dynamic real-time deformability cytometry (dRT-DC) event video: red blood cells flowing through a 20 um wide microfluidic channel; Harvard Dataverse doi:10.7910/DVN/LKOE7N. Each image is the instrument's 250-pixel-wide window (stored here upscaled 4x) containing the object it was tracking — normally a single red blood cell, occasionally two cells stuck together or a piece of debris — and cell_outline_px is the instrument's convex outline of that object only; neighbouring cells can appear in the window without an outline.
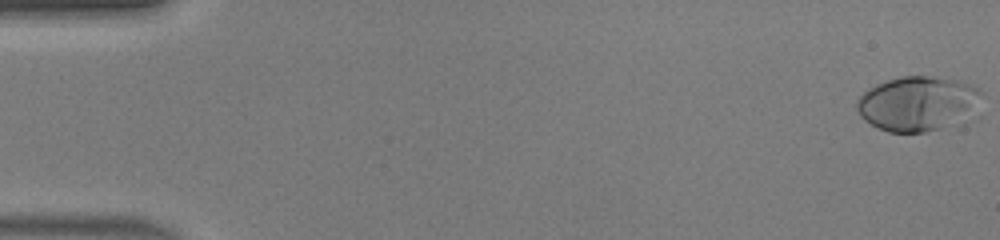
{"species": "human", "species_latin": "Homo sapiens", "temperature_condition": "warm", "stored_images_in_passage": 50, "camera_frame_rate_fps": 3000, "um_per_image_px": 0.085, "donor": {"sex": "male"}, "frame": {"image": 1, "passage_image": 1, "time_ms": 0.0, "image_size_px": [1000, 240], "cell_outline_px": [[980, 116], [976, 120], [956, 128], [924, 132], [888, 132], [864, 120], [860, 116], [856, 108], [856, 104], [860, 96], [864, 92], [876, 84], [900, 76], [928, 76], [960, 80], [972, 84], [980, 92]], "centroid_in_image_um": [78.19, 8.86], "position_along_channel_um": 6.8, "area_um2": 41.5}}
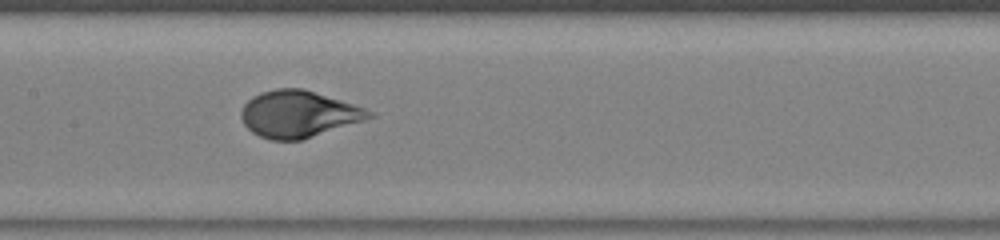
{"frame": {"image": 2, "passage_image": 25, "time_ms": 8.0, "image_size_px": [1000, 240], "cell_outline_px": [[376, 116], [364, 120], [300, 140], [272, 140], [260, 136], [252, 132], [244, 124], [240, 116], [240, 112], [244, 104], [252, 96], [260, 92], [276, 88], [304, 88], [376, 112]], "centroid_in_image_um": [25.35, 9.68], "position_along_channel_um": 182.1, "area_um2": 34.68}}
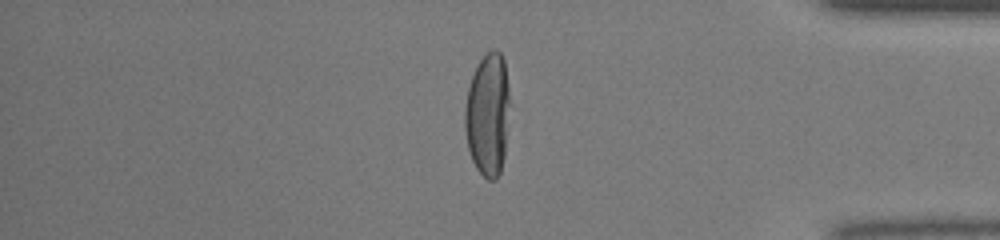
{"frame": {"image": 3, "passage_image": 42, "time_ms": 13.667, "image_size_px": [1000, 240], "cell_outline_px": [[508, 104], [504, 156], [500, 172], [496, 180], [488, 180], [476, 168], [472, 160], [468, 148], [464, 128], [464, 108], [468, 88], [476, 64], [492, 48], [500, 52], [504, 60], [508, 84]], "centroid_in_image_um": [41.43, 9.73], "position_along_channel_um": 393.8, "area_um2": 31.96}}